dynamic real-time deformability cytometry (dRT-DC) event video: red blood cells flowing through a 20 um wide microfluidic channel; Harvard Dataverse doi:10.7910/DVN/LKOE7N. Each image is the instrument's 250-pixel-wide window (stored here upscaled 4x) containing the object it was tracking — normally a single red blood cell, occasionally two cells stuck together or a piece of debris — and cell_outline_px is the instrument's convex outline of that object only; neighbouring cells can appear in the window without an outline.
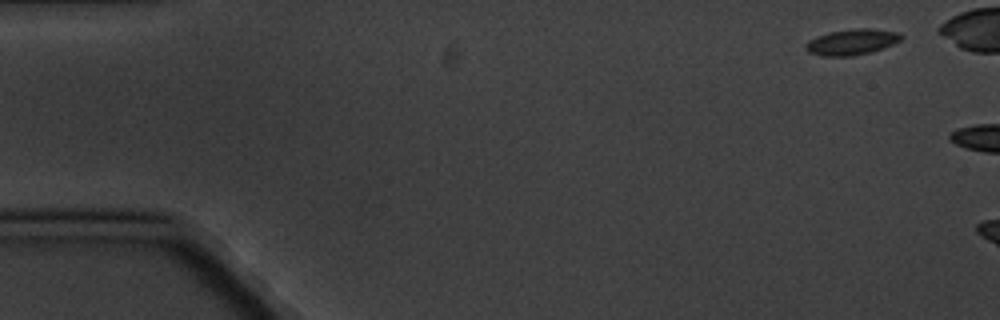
{"species": "common noctule bat (a hibernating species)", "species_latin": "Nyctalus noctula", "temperature_condition": "cold", "stored_images_in_passage": 2, "camera_frame_rate_fps": 3000, "um_per_image_px": 0.085, "animal": {"sex": "male", "body_mass_g": 20.1, "forearm_length_mm": 53.5}, "frame": {"image": 1, "passage_image": 1, "time_ms": 0.0, "image_size_px": [1000, 320], "cell_outline_px": [[904, 36], [900, 40], [892, 44], [872, 52], [852, 56], [820, 56], [808, 52], [804, 48], [804, 44], [808, 40], [816, 36], [828, 32], [852, 28], [872, 28], [900, 32]], "centroid_in_image_um": [72.37, 3.56], "position_along_channel_um": 12.6, "area_um2": 14.68}}